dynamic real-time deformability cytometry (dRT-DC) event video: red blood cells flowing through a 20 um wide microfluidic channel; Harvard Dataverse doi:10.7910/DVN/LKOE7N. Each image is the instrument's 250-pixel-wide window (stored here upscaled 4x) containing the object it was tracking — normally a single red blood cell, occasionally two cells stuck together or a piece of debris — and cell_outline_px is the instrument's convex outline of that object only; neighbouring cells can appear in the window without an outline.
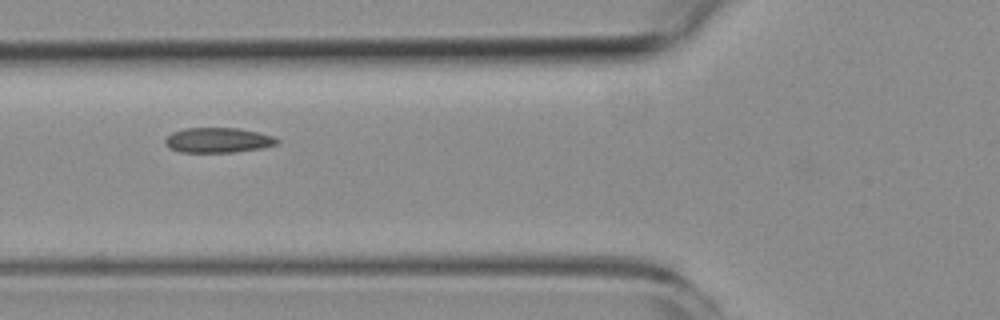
{"species": "common noctule bat (a hibernating species)", "species_latin": "Nyctalus noctula", "temperature_condition": "room temperature", "stored_images_in_passage": 11, "camera_frame_rate_fps": 3000, "um_per_image_px": 0.085, "animal": {"sex": "female", "body_mass_g": 19.3, "forearm_length_mm": 54.1}, "frame": {"image": 1, "passage_image": 2, "time_ms": 2.333, "image_size_px": [1000, 320], "cell_outline_px": [[280, 140], [276, 144], [260, 148], [236, 152], [180, 152], [168, 148], [164, 144], [164, 140], [172, 132], [184, 128], [240, 128], [272, 136]], "centroid_in_image_um": [18.48, 11.91], "position_along_channel_um": 107.3, "area_um2": 16.3}}
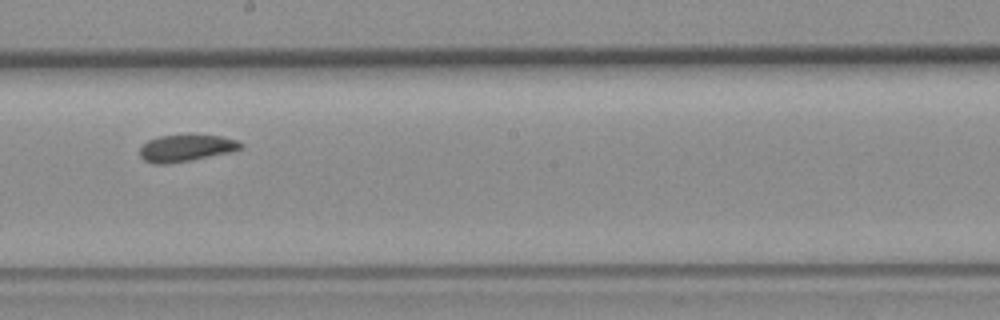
{"frame": {"image": 2, "passage_image": 5, "time_ms": 5.667, "image_size_px": [1000, 320], "cell_outline_px": [[244, 148], [232, 152], [192, 160], [168, 164], [156, 164], [144, 160], [140, 156], [140, 148], [148, 140], [160, 136], [220, 136], [236, 140], [244, 144]], "centroid_in_image_um": [15.84, 12.61], "position_along_channel_um": 232.4, "area_um2": 15.61}}
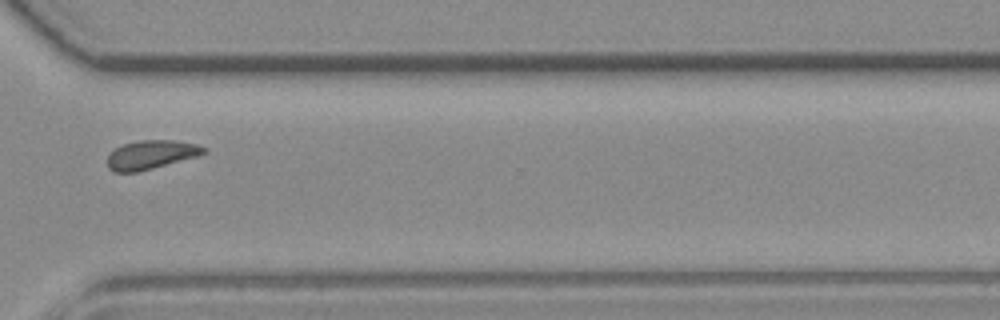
{"frame": {"image": 3, "passage_image": 8, "time_ms": 9.0, "image_size_px": [1000, 320], "cell_outline_px": [[208, 152], [196, 156], [152, 168], [136, 172], [112, 172], [108, 168], [108, 156], [116, 148], [124, 144], [140, 140], [172, 140], [196, 144], [208, 148]], "centroid_in_image_um": [12.84, 13.14], "position_along_channel_um": 357.8, "area_um2": 15.95}, "authors_computed_cell_mechanics": {"area_um2": 15.606, "velocity_mm_per_s": 3.7635, "shape_relaxation_time_tau1_ms": null, "shape_relaxation_time_tau2_ms": 2.149, "deformation_change_tau1": null, "deformation_change_tau2": 0.052}}